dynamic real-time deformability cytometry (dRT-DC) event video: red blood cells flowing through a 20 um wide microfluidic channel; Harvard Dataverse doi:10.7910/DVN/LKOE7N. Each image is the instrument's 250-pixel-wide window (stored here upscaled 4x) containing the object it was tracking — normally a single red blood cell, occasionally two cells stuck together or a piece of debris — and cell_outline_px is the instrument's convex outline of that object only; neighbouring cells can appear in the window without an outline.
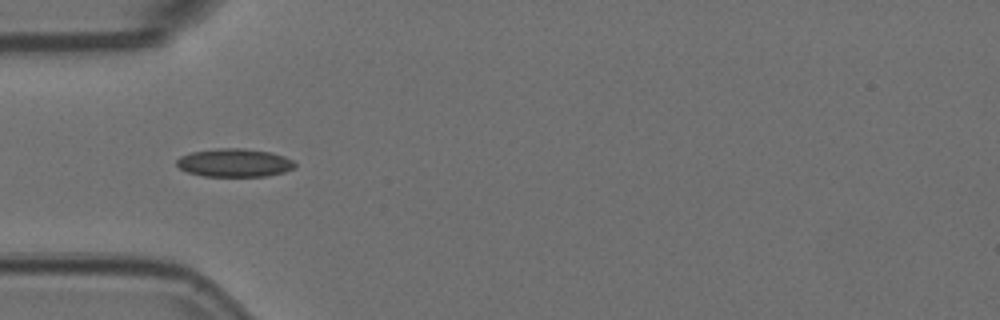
{"species": "Egyptian fruit bat (a non-hibernating species)", "species_latin": "Rousettus aegyptiacus", "temperature_condition": "room temperature", "stored_images_in_passage": 5, "camera_frame_rate_fps": 3000, "um_per_image_px": 0.085, "animal": {"sex": "female"}, "frame": {"image": 1, "passage_image": 4, "time_ms": 1.0, "image_size_px": [1000, 320], "cell_outline_px": [[296, 168], [284, 172], [268, 176], [204, 176], [188, 172], [180, 168], [176, 164], [176, 160], [180, 156], [192, 152], [220, 148], [244, 148], [272, 152], [284, 156], [292, 160], [296, 164]], "centroid_in_image_um": [19.96, 13.83], "position_along_channel_um": 65.0, "area_um2": 19.54}}
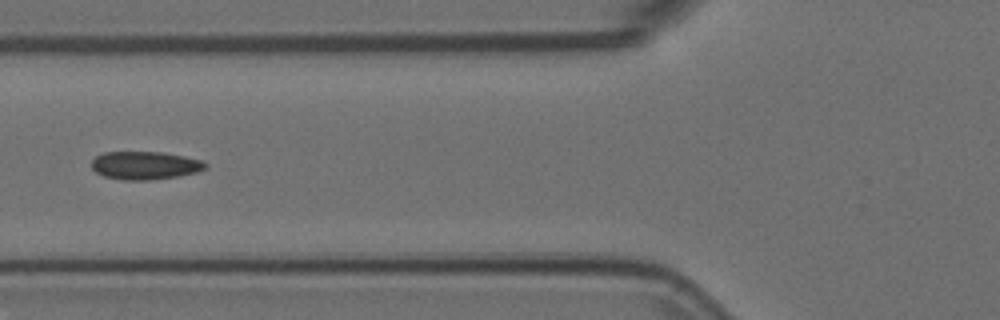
{"frame": {"image": 2, "passage_image": 5, "time_ms": 1.333, "image_size_px": [1000, 320], "cell_outline_px": [[208, 168], [196, 172], [180, 176], [152, 180], [124, 180], [104, 176], [96, 172], [92, 168], [92, 160], [96, 156], [104, 152], [164, 152], [184, 156], [200, 160], [208, 164]], "centroid_in_image_um": [12.35, 14.06], "position_along_channel_um": 113.5, "area_um2": 18.73}}